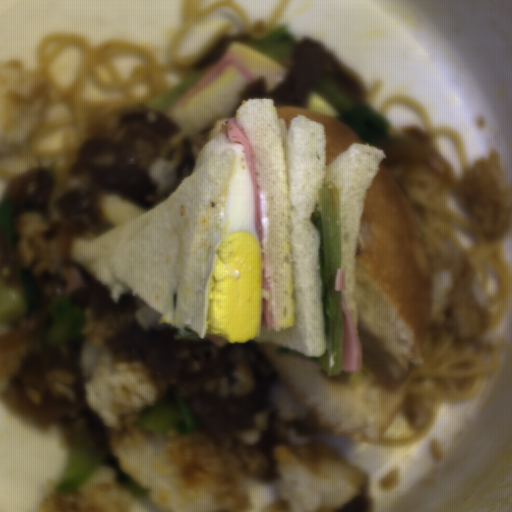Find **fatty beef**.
<instances>
[{
  "mask_svg": "<svg viewBox=\"0 0 512 512\" xmlns=\"http://www.w3.org/2000/svg\"><path fill=\"white\" fill-rule=\"evenodd\" d=\"M403 135L389 134L388 138L372 145L384 151L380 162L394 179L402 193L408 189L410 171H424L453 192L460 191L450 162L431 141L425 131L415 125L404 126Z\"/></svg>",
  "mask_w": 512,
  "mask_h": 512,
  "instance_id": "3",
  "label": "fatty beef"
},
{
  "mask_svg": "<svg viewBox=\"0 0 512 512\" xmlns=\"http://www.w3.org/2000/svg\"><path fill=\"white\" fill-rule=\"evenodd\" d=\"M283 66L288 74L277 88L269 91L264 78L254 79L244 88L239 102L225 119L234 118L247 98H272L276 109H306L317 81L324 79L332 81L349 101L356 103L365 96L359 79L315 38L305 36L295 44Z\"/></svg>",
  "mask_w": 512,
  "mask_h": 512,
  "instance_id": "2",
  "label": "fatty beef"
},
{
  "mask_svg": "<svg viewBox=\"0 0 512 512\" xmlns=\"http://www.w3.org/2000/svg\"><path fill=\"white\" fill-rule=\"evenodd\" d=\"M255 39L258 38H256L255 36H249L247 29L242 31L241 33H226L194 65V74L207 66L213 67L217 60L226 53L227 48L231 42H236L242 45Z\"/></svg>",
  "mask_w": 512,
  "mask_h": 512,
  "instance_id": "4",
  "label": "fatty beef"
},
{
  "mask_svg": "<svg viewBox=\"0 0 512 512\" xmlns=\"http://www.w3.org/2000/svg\"><path fill=\"white\" fill-rule=\"evenodd\" d=\"M166 112L121 107L97 121L78 144L69 177L84 187L49 198L51 169L31 167L11 178L3 198H11L14 246L1 234L0 282L18 269L35 279L37 308L16 322L0 324V403L26 420L60 427L73 447L84 439L100 453L113 454V442L83 389V335L57 346L46 343L50 309L70 298L105 325L104 338L119 360L138 362L152 379L156 400L175 386L196 414V429L239 474L272 480L279 465L272 453L284 448L310 462L336 459L322 438L333 429L314 413L289 419L277 413L275 385L282 383L259 342H228L224 349L189 329H147L137 316L133 295L114 303L108 287L73 257V241L97 240L118 227L104 218L101 195H113L148 213L166 199L150 177L158 158L172 162L177 188L191 176L208 128L186 136Z\"/></svg>",
  "mask_w": 512,
  "mask_h": 512,
  "instance_id": "1",
  "label": "fatty beef"
}]
</instances>
